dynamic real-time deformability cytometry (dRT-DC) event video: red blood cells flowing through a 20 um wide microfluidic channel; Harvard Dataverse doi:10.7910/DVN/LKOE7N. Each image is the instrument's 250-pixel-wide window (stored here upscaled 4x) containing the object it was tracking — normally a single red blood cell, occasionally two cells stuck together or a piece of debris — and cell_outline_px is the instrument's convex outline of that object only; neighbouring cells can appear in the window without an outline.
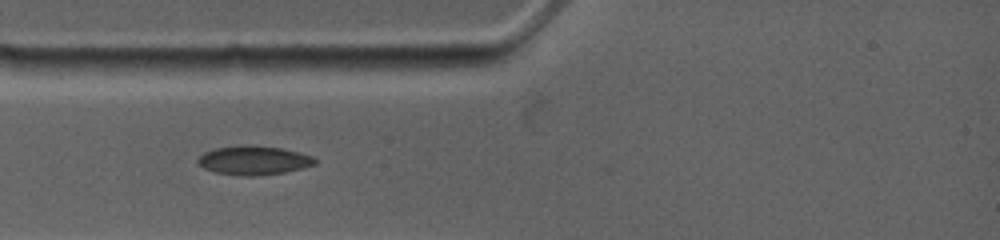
{"species": "common noctule bat (a hibernating species)", "species_latin": "Nyctalus noctula", "temperature_condition": "warm", "stored_images_in_passage": 41, "camera_frame_rate_fps": 4500, "um_per_image_px": 0.085, "animal": {"sex": "female", "body_mass_g": 19.0, "forearm_length_mm": 53.3}, "frame": {"image": 1, "passage_image": 2, "time_ms": 0.444, "image_size_px": [1000, 240], "cell_outline_px": [[316, 164], [304, 168], [284, 172], [256, 176], [240, 176], [216, 172], [204, 168], [196, 160], [204, 152], [216, 148], [244, 144], [280, 148], [300, 152], [312, 156], [316, 160]], "centroid_in_image_um": [21.58, 13.63], "position_along_channel_um": 63.4, "area_um2": 19.77}}
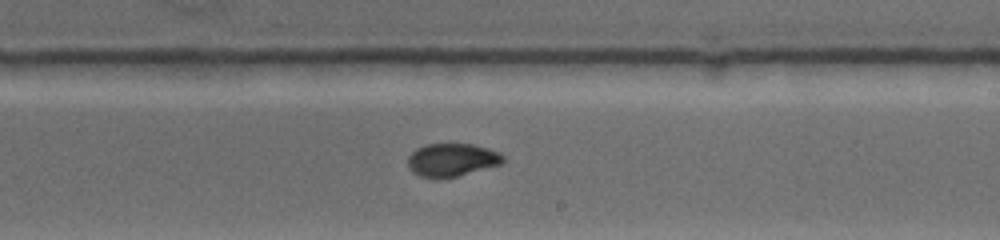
{"frame": {"image": 2, "passage_image": 17, "time_ms": 5.333, "image_size_px": [1000, 240], "cell_outline_px": [[504, 160], [500, 164], [456, 176], [440, 180], [432, 180], [420, 176], [412, 172], [408, 168], [408, 156], [416, 148], [424, 144], [472, 144], [488, 148], [500, 152], [504, 156]], "centroid_in_image_um": [38.36, 13.6], "position_along_channel_um": 250.6, "area_um2": 18.61}}
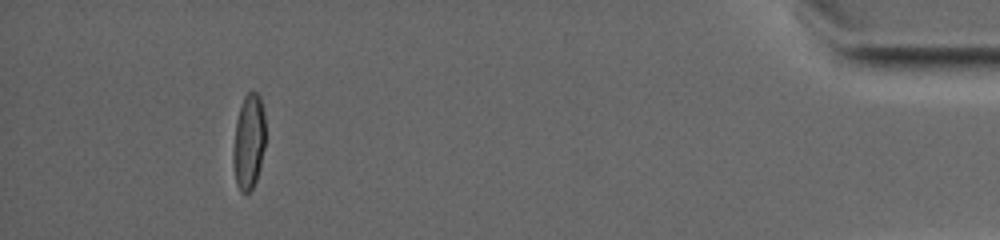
{"frame": {"image": 3, "passage_image": 38, "time_ms": 12.0, "image_size_px": [1000, 240], "cell_outline_px": [[264, 148], [260, 168], [256, 180], [252, 188], [248, 192], [240, 192], [236, 184], [232, 160], [232, 156], [236, 120], [240, 104], [244, 96], [248, 92], [256, 92], [260, 96], [264, 116]], "centroid_in_image_um": [21.12, 12.05], "position_along_channel_um": 414.1, "area_um2": 17.98}}